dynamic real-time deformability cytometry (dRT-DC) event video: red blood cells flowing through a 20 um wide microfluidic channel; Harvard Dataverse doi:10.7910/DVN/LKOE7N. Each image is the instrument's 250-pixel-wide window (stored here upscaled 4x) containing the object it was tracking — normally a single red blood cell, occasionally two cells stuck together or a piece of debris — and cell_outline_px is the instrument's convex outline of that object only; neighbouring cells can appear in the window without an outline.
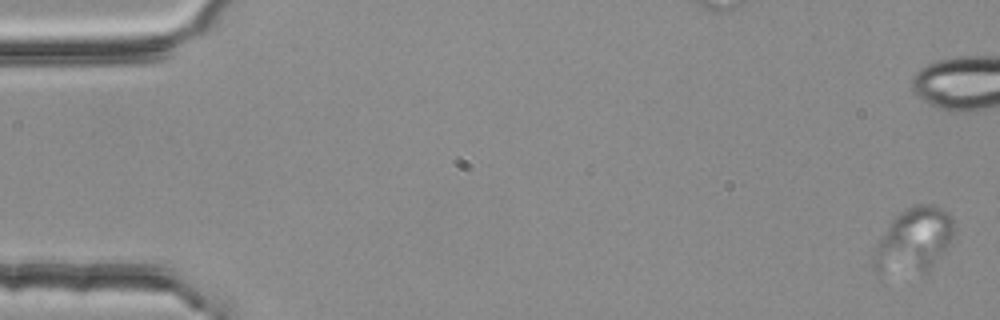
{"species": "common noctule bat (a hibernating species)", "species_latin": "Nyctalus noctula", "temperature_condition": "room temperature", "stored_images_in_passage": 4, "camera_frame_rate_fps": 3000, "um_per_image_px": 0.085, "animal": {"sex": "female", "body_mass_g": 25.1}, "frame": {"image": 1, "passage_image": 1, "time_ms": 0.0, "image_size_px": [1000, 320], "cell_outline_px": [[952, 236], [948, 244], [928, 272], [920, 276], [884, 284], [880, 280], [872, 264], [872, 256], [888, 224], [900, 212], [916, 204], [932, 204], [940, 208], [952, 216]], "centroid_in_image_um": [77.54, 20.66], "position_along_channel_um": 7.5, "area_um2": 32.19}}